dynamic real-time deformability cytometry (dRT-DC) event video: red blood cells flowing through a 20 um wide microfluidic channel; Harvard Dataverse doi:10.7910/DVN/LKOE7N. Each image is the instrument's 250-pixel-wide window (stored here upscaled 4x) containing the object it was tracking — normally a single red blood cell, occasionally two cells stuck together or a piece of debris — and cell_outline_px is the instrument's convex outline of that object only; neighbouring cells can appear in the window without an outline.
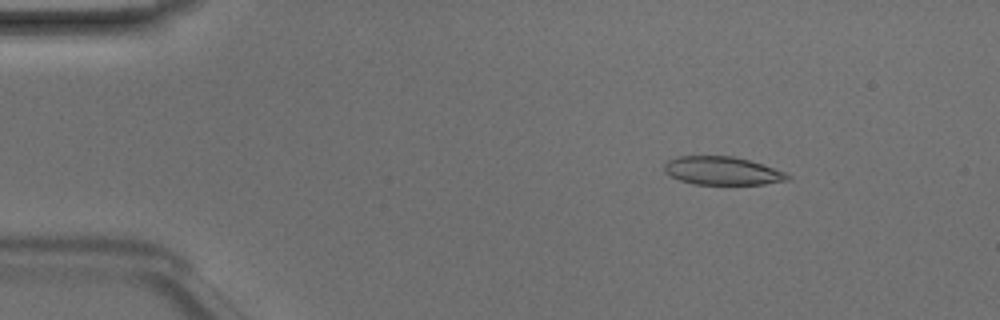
{"species": "Egyptian fruit bat (a non-hibernating species)", "species_latin": "Rousettus aegyptiacus", "temperature_condition": "room temperature", "stored_images_in_passage": 48, "camera_frame_rate_fps": 3000, "um_per_image_px": 0.085, "animal": {"sex": "male"}, "frame": {"image": 1, "passage_image": 7, "time_ms": 2.0, "image_size_px": [1000, 320], "cell_outline_px": [[792, 176], [788, 180], [764, 184], [692, 184], [680, 180], [664, 172], [664, 164], [668, 160], [676, 156], [732, 156], [748, 160], [784, 172]], "centroid_in_image_um": [61.35, 14.52], "position_along_channel_um": 23.6, "area_um2": 20.11}}
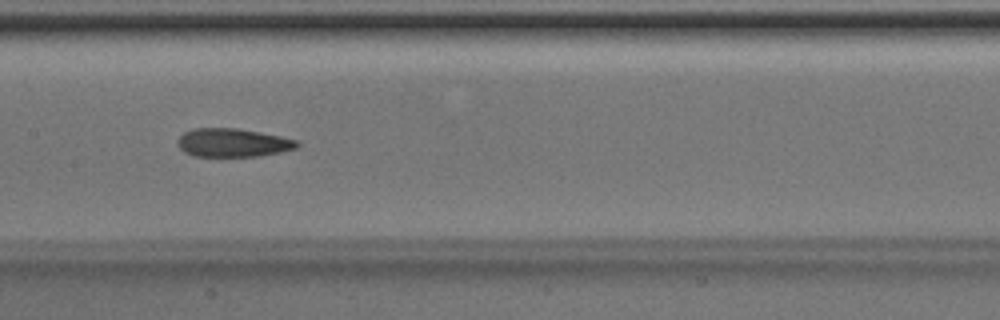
{"frame": {"image": 2, "passage_image": 24, "time_ms": 7.667, "image_size_px": [1000, 320], "cell_outline_px": [[300, 144], [296, 148], [280, 152], [260, 156], [192, 156], [184, 152], [180, 148], [176, 140], [184, 132], [196, 128], [236, 128], [260, 132], [280, 136], [296, 140]], "centroid_in_image_um": [19.77, 12.13], "position_along_channel_um": 187.6, "area_um2": 19.77}}
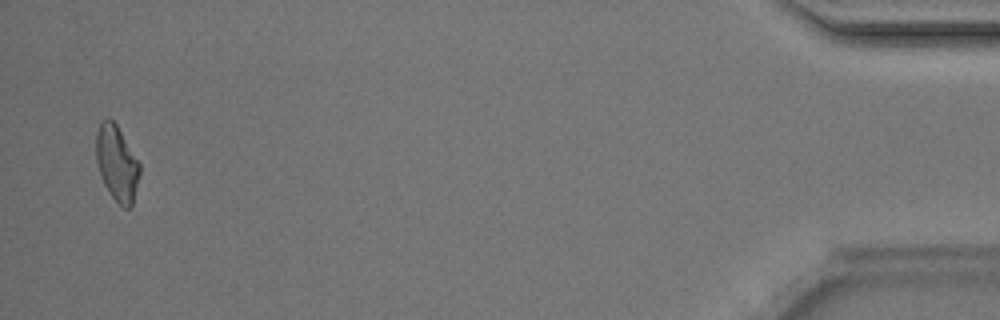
{"frame": {"image": 3, "passage_image": 47, "time_ms": 15.333, "image_size_px": [1000, 320], "cell_outline_px": [[140, 176], [132, 204], [128, 208], [124, 208], [112, 196], [104, 184], [100, 176], [96, 160], [96, 132], [100, 120], [108, 116], [116, 124], [140, 164]], "centroid_in_image_um": [9.91, 13.84], "position_along_channel_um": 425.3, "area_um2": 19.13}, "authors_computed_cell_mechanics": {"area_um2": 20.3456, "velocity_mm_per_s": 4.2244, "shape_relaxation_time_tau1_ms": 7.4047, "shape_relaxation_time_tau2_ms": 3.499, "deformation_change_tau1": 0.1589, "deformation_change_tau2": 0.12}}